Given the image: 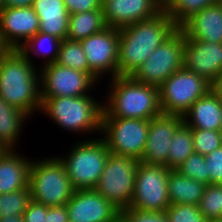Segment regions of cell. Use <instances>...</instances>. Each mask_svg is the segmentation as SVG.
Wrapping results in <instances>:
<instances>
[{"instance_id": "cell-1", "label": "cell", "mask_w": 222, "mask_h": 222, "mask_svg": "<svg viewBox=\"0 0 222 222\" xmlns=\"http://www.w3.org/2000/svg\"><path fill=\"white\" fill-rule=\"evenodd\" d=\"M178 29L164 10L154 18L120 28L118 76H131Z\"/></svg>"}, {"instance_id": "cell-2", "label": "cell", "mask_w": 222, "mask_h": 222, "mask_svg": "<svg viewBox=\"0 0 222 222\" xmlns=\"http://www.w3.org/2000/svg\"><path fill=\"white\" fill-rule=\"evenodd\" d=\"M0 96L30 117L40 112V71L18 49L0 56Z\"/></svg>"}, {"instance_id": "cell-3", "label": "cell", "mask_w": 222, "mask_h": 222, "mask_svg": "<svg viewBox=\"0 0 222 222\" xmlns=\"http://www.w3.org/2000/svg\"><path fill=\"white\" fill-rule=\"evenodd\" d=\"M102 117L151 120L162 114L159 87L144 84L131 76L109 79Z\"/></svg>"}, {"instance_id": "cell-4", "label": "cell", "mask_w": 222, "mask_h": 222, "mask_svg": "<svg viewBox=\"0 0 222 222\" xmlns=\"http://www.w3.org/2000/svg\"><path fill=\"white\" fill-rule=\"evenodd\" d=\"M40 111L66 132L101 134L103 102L94 96L41 98Z\"/></svg>"}, {"instance_id": "cell-5", "label": "cell", "mask_w": 222, "mask_h": 222, "mask_svg": "<svg viewBox=\"0 0 222 222\" xmlns=\"http://www.w3.org/2000/svg\"><path fill=\"white\" fill-rule=\"evenodd\" d=\"M70 147L67 155L58 158L66 168L73 189H94L110 154L105 140L102 137H88Z\"/></svg>"}, {"instance_id": "cell-6", "label": "cell", "mask_w": 222, "mask_h": 222, "mask_svg": "<svg viewBox=\"0 0 222 222\" xmlns=\"http://www.w3.org/2000/svg\"><path fill=\"white\" fill-rule=\"evenodd\" d=\"M52 156L32 158L29 169L31 199L48 207L66 205L74 192L64 164Z\"/></svg>"}, {"instance_id": "cell-7", "label": "cell", "mask_w": 222, "mask_h": 222, "mask_svg": "<svg viewBox=\"0 0 222 222\" xmlns=\"http://www.w3.org/2000/svg\"><path fill=\"white\" fill-rule=\"evenodd\" d=\"M139 160L110 153L94 188L118 210L130 208Z\"/></svg>"}, {"instance_id": "cell-8", "label": "cell", "mask_w": 222, "mask_h": 222, "mask_svg": "<svg viewBox=\"0 0 222 222\" xmlns=\"http://www.w3.org/2000/svg\"><path fill=\"white\" fill-rule=\"evenodd\" d=\"M208 91L209 82L182 67L159 86L161 111L183 116Z\"/></svg>"}, {"instance_id": "cell-9", "label": "cell", "mask_w": 222, "mask_h": 222, "mask_svg": "<svg viewBox=\"0 0 222 222\" xmlns=\"http://www.w3.org/2000/svg\"><path fill=\"white\" fill-rule=\"evenodd\" d=\"M150 120L102 117L101 134L110 153L141 160Z\"/></svg>"}, {"instance_id": "cell-10", "label": "cell", "mask_w": 222, "mask_h": 222, "mask_svg": "<svg viewBox=\"0 0 222 222\" xmlns=\"http://www.w3.org/2000/svg\"><path fill=\"white\" fill-rule=\"evenodd\" d=\"M184 33L178 29L131 75L144 84L160 86L172 74L183 67Z\"/></svg>"}, {"instance_id": "cell-11", "label": "cell", "mask_w": 222, "mask_h": 222, "mask_svg": "<svg viewBox=\"0 0 222 222\" xmlns=\"http://www.w3.org/2000/svg\"><path fill=\"white\" fill-rule=\"evenodd\" d=\"M169 168L139 162L130 208L165 212L170 206L168 197Z\"/></svg>"}, {"instance_id": "cell-12", "label": "cell", "mask_w": 222, "mask_h": 222, "mask_svg": "<svg viewBox=\"0 0 222 222\" xmlns=\"http://www.w3.org/2000/svg\"><path fill=\"white\" fill-rule=\"evenodd\" d=\"M40 71V98L92 95L98 84L88 73L51 63ZM94 87V88H93Z\"/></svg>"}, {"instance_id": "cell-13", "label": "cell", "mask_w": 222, "mask_h": 222, "mask_svg": "<svg viewBox=\"0 0 222 222\" xmlns=\"http://www.w3.org/2000/svg\"><path fill=\"white\" fill-rule=\"evenodd\" d=\"M119 38V29L107 26L80 41L90 68V76L97 83L102 81L101 78L105 75L109 76V79L118 76Z\"/></svg>"}, {"instance_id": "cell-14", "label": "cell", "mask_w": 222, "mask_h": 222, "mask_svg": "<svg viewBox=\"0 0 222 222\" xmlns=\"http://www.w3.org/2000/svg\"><path fill=\"white\" fill-rule=\"evenodd\" d=\"M70 222H115L118 210L95 189L74 190L66 204Z\"/></svg>"}, {"instance_id": "cell-15", "label": "cell", "mask_w": 222, "mask_h": 222, "mask_svg": "<svg viewBox=\"0 0 222 222\" xmlns=\"http://www.w3.org/2000/svg\"><path fill=\"white\" fill-rule=\"evenodd\" d=\"M183 123V116L180 115L162 113L152 118L140 162L168 168L169 145L176 130Z\"/></svg>"}, {"instance_id": "cell-16", "label": "cell", "mask_w": 222, "mask_h": 222, "mask_svg": "<svg viewBox=\"0 0 222 222\" xmlns=\"http://www.w3.org/2000/svg\"><path fill=\"white\" fill-rule=\"evenodd\" d=\"M104 21L111 28H123L156 17L164 0H102Z\"/></svg>"}, {"instance_id": "cell-17", "label": "cell", "mask_w": 222, "mask_h": 222, "mask_svg": "<svg viewBox=\"0 0 222 222\" xmlns=\"http://www.w3.org/2000/svg\"><path fill=\"white\" fill-rule=\"evenodd\" d=\"M40 20L33 7L3 8L0 11V41L6 49H19L39 32Z\"/></svg>"}, {"instance_id": "cell-18", "label": "cell", "mask_w": 222, "mask_h": 222, "mask_svg": "<svg viewBox=\"0 0 222 222\" xmlns=\"http://www.w3.org/2000/svg\"><path fill=\"white\" fill-rule=\"evenodd\" d=\"M183 67L211 84L222 72V43L185 39Z\"/></svg>"}, {"instance_id": "cell-19", "label": "cell", "mask_w": 222, "mask_h": 222, "mask_svg": "<svg viewBox=\"0 0 222 222\" xmlns=\"http://www.w3.org/2000/svg\"><path fill=\"white\" fill-rule=\"evenodd\" d=\"M179 29L185 39H197L209 43H222V8L219 3L192 14Z\"/></svg>"}, {"instance_id": "cell-20", "label": "cell", "mask_w": 222, "mask_h": 222, "mask_svg": "<svg viewBox=\"0 0 222 222\" xmlns=\"http://www.w3.org/2000/svg\"><path fill=\"white\" fill-rule=\"evenodd\" d=\"M18 150H3L0 154V194L19 191L28 186L31 157Z\"/></svg>"}, {"instance_id": "cell-21", "label": "cell", "mask_w": 222, "mask_h": 222, "mask_svg": "<svg viewBox=\"0 0 222 222\" xmlns=\"http://www.w3.org/2000/svg\"><path fill=\"white\" fill-rule=\"evenodd\" d=\"M32 7L40 20L39 32L66 39L70 14L63 0H34Z\"/></svg>"}, {"instance_id": "cell-22", "label": "cell", "mask_w": 222, "mask_h": 222, "mask_svg": "<svg viewBox=\"0 0 222 222\" xmlns=\"http://www.w3.org/2000/svg\"><path fill=\"white\" fill-rule=\"evenodd\" d=\"M222 100L211 90L199 98L183 115L191 129L220 130Z\"/></svg>"}, {"instance_id": "cell-23", "label": "cell", "mask_w": 222, "mask_h": 222, "mask_svg": "<svg viewBox=\"0 0 222 222\" xmlns=\"http://www.w3.org/2000/svg\"><path fill=\"white\" fill-rule=\"evenodd\" d=\"M31 118L25 112L8 104L0 96V148L2 150L15 149L20 141L24 123ZM17 145V146H16Z\"/></svg>"}, {"instance_id": "cell-24", "label": "cell", "mask_w": 222, "mask_h": 222, "mask_svg": "<svg viewBox=\"0 0 222 222\" xmlns=\"http://www.w3.org/2000/svg\"><path fill=\"white\" fill-rule=\"evenodd\" d=\"M206 184L185 177L178 170H169L168 174V197L172 204L196 205L203 196Z\"/></svg>"}, {"instance_id": "cell-25", "label": "cell", "mask_w": 222, "mask_h": 222, "mask_svg": "<svg viewBox=\"0 0 222 222\" xmlns=\"http://www.w3.org/2000/svg\"><path fill=\"white\" fill-rule=\"evenodd\" d=\"M62 40L47 33H36L33 37L29 38L23 45L19 47V51L31 61L35 67L36 62L33 61L34 56L42 58L41 67L55 63L58 57ZM33 58V59H32ZM35 63V64H34Z\"/></svg>"}, {"instance_id": "cell-26", "label": "cell", "mask_w": 222, "mask_h": 222, "mask_svg": "<svg viewBox=\"0 0 222 222\" xmlns=\"http://www.w3.org/2000/svg\"><path fill=\"white\" fill-rule=\"evenodd\" d=\"M106 27L102 7L93 11L70 14L66 39L81 41Z\"/></svg>"}, {"instance_id": "cell-27", "label": "cell", "mask_w": 222, "mask_h": 222, "mask_svg": "<svg viewBox=\"0 0 222 222\" xmlns=\"http://www.w3.org/2000/svg\"><path fill=\"white\" fill-rule=\"evenodd\" d=\"M193 152L192 129L183 123L170 142L168 168L176 170Z\"/></svg>"}, {"instance_id": "cell-28", "label": "cell", "mask_w": 222, "mask_h": 222, "mask_svg": "<svg viewBox=\"0 0 222 222\" xmlns=\"http://www.w3.org/2000/svg\"><path fill=\"white\" fill-rule=\"evenodd\" d=\"M220 0H164V11L179 27L192 14L205 7L219 3Z\"/></svg>"}, {"instance_id": "cell-29", "label": "cell", "mask_w": 222, "mask_h": 222, "mask_svg": "<svg viewBox=\"0 0 222 222\" xmlns=\"http://www.w3.org/2000/svg\"><path fill=\"white\" fill-rule=\"evenodd\" d=\"M56 63L90 75V68L80 41L62 40Z\"/></svg>"}, {"instance_id": "cell-30", "label": "cell", "mask_w": 222, "mask_h": 222, "mask_svg": "<svg viewBox=\"0 0 222 222\" xmlns=\"http://www.w3.org/2000/svg\"><path fill=\"white\" fill-rule=\"evenodd\" d=\"M31 200L29 185L19 191L0 194V218L23 215Z\"/></svg>"}, {"instance_id": "cell-31", "label": "cell", "mask_w": 222, "mask_h": 222, "mask_svg": "<svg viewBox=\"0 0 222 222\" xmlns=\"http://www.w3.org/2000/svg\"><path fill=\"white\" fill-rule=\"evenodd\" d=\"M198 208L206 220L222 219V184L207 185Z\"/></svg>"}, {"instance_id": "cell-32", "label": "cell", "mask_w": 222, "mask_h": 222, "mask_svg": "<svg viewBox=\"0 0 222 222\" xmlns=\"http://www.w3.org/2000/svg\"><path fill=\"white\" fill-rule=\"evenodd\" d=\"M176 170L185 177L206 185L210 184V174L208 173L204 155L193 152Z\"/></svg>"}, {"instance_id": "cell-33", "label": "cell", "mask_w": 222, "mask_h": 222, "mask_svg": "<svg viewBox=\"0 0 222 222\" xmlns=\"http://www.w3.org/2000/svg\"><path fill=\"white\" fill-rule=\"evenodd\" d=\"M194 151L207 155L222 145L220 130L192 129Z\"/></svg>"}, {"instance_id": "cell-34", "label": "cell", "mask_w": 222, "mask_h": 222, "mask_svg": "<svg viewBox=\"0 0 222 222\" xmlns=\"http://www.w3.org/2000/svg\"><path fill=\"white\" fill-rule=\"evenodd\" d=\"M165 213L170 222H206L196 205L172 204Z\"/></svg>"}, {"instance_id": "cell-35", "label": "cell", "mask_w": 222, "mask_h": 222, "mask_svg": "<svg viewBox=\"0 0 222 222\" xmlns=\"http://www.w3.org/2000/svg\"><path fill=\"white\" fill-rule=\"evenodd\" d=\"M120 217L125 222H170L165 212L143 211L134 208L121 210Z\"/></svg>"}, {"instance_id": "cell-36", "label": "cell", "mask_w": 222, "mask_h": 222, "mask_svg": "<svg viewBox=\"0 0 222 222\" xmlns=\"http://www.w3.org/2000/svg\"><path fill=\"white\" fill-rule=\"evenodd\" d=\"M210 184H222V145L205 155Z\"/></svg>"}, {"instance_id": "cell-37", "label": "cell", "mask_w": 222, "mask_h": 222, "mask_svg": "<svg viewBox=\"0 0 222 222\" xmlns=\"http://www.w3.org/2000/svg\"><path fill=\"white\" fill-rule=\"evenodd\" d=\"M69 14L93 11L101 8L102 0H63Z\"/></svg>"}, {"instance_id": "cell-38", "label": "cell", "mask_w": 222, "mask_h": 222, "mask_svg": "<svg viewBox=\"0 0 222 222\" xmlns=\"http://www.w3.org/2000/svg\"><path fill=\"white\" fill-rule=\"evenodd\" d=\"M48 208L44 204L31 200L23 213L24 222H45Z\"/></svg>"}, {"instance_id": "cell-39", "label": "cell", "mask_w": 222, "mask_h": 222, "mask_svg": "<svg viewBox=\"0 0 222 222\" xmlns=\"http://www.w3.org/2000/svg\"><path fill=\"white\" fill-rule=\"evenodd\" d=\"M68 211L66 205L49 207L45 222H68Z\"/></svg>"}, {"instance_id": "cell-40", "label": "cell", "mask_w": 222, "mask_h": 222, "mask_svg": "<svg viewBox=\"0 0 222 222\" xmlns=\"http://www.w3.org/2000/svg\"><path fill=\"white\" fill-rule=\"evenodd\" d=\"M34 0H5L4 8L32 7Z\"/></svg>"}, {"instance_id": "cell-41", "label": "cell", "mask_w": 222, "mask_h": 222, "mask_svg": "<svg viewBox=\"0 0 222 222\" xmlns=\"http://www.w3.org/2000/svg\"><path fill=\"white\" fill-rule=\"evenodd\" d=\"M210 90L222 100V72L210 84Z\"/></svg>"}, {"instance_id": "cell-42", "label": "cell", "mask_w": 222, "mask_h": 222, "mask_svg": "<svg viewBox=\"0 0 222 222\" xmlns=\"http://www.w3.org/2000/svg\"><path fill=\"white\" fill-rule=\"evenodd\" d=\"M0 222H24L23 215H12L11 217L0 218Z\"/></svg>"}, {"instance_id": "cell-43", "label": "cell", "mask_w": 222, "mask_h": 222, "mask_svg": "<svg viewBox=\"0 0 222 222\" xmlns=\"http://www.w3.org/2000/svg\"><path fill=\"white\" fill-rule=\"evenodd\" d=\"M7 49L2 45L0 41V56L6 51Z\"/></svg>"}, {"instance_id": "cell-44", "label": "cell", "mask_w": 222, "mask_h": 222, "mask_svg": "<svg viewBox=\"0 0 222 222\" xmlns=\"http://www.w3.org/2000/svg\"><path fill=\"white\" fill-rule=\"evenodd\" d=\"M206 222H222V219H207Z\"/></svg>"}, {"instance_id": "cell-45", "label": "cell", "mask_w": 222, "mask_h": 222, "mask_svg": "<svg viewBox=\"0 0 222 222\" xmlns=\"http://www.w3.org/2000/svg\"><path fill=\"white\" fill-rule=\"evenodd\" d=\"M5 0H0V11L4 8Z\"/></svg>"}, {"instance_id": "cell-46", "label": "cell", "mask_w": 222, "mask_h": 222, "mask_svg": "<svg viewBox=\"0 0 222 222\" xmlns=\"http://www.w3.org/2000/svg\"><path fill=\"white\" fill-rule=\"evenodd\" d=\"M115 222H125L121 217H119Z\"/></svg>"}, {"instance_id": "cell-47", "label": "cell", "mask_w": 222, "mask_h": 222, "mask_svg": "<svg viewBox=\"0 0 222 222\" xmlns=\"http://www.w3.org/2000/svg\"><path fill=\"white\" fill-rule=\"evenodd\" d=\"M220 132L222 133V111H221V125H220Z\"/></svg>"}, {"instance_id": "cell-48", "label": "cell", "mask_w": 222, "mask_h": 222, "mask_svg": "<svg viewBox=\"0 0 222 222\" xmlns=\"http://www.w3.org/2000/svg\"><path fill=\"white\" fill-rule=\"evenodd\" d=\"M219 4L221 5V8H222V0L219 1Z\"/></svg>"}]
</instances>
